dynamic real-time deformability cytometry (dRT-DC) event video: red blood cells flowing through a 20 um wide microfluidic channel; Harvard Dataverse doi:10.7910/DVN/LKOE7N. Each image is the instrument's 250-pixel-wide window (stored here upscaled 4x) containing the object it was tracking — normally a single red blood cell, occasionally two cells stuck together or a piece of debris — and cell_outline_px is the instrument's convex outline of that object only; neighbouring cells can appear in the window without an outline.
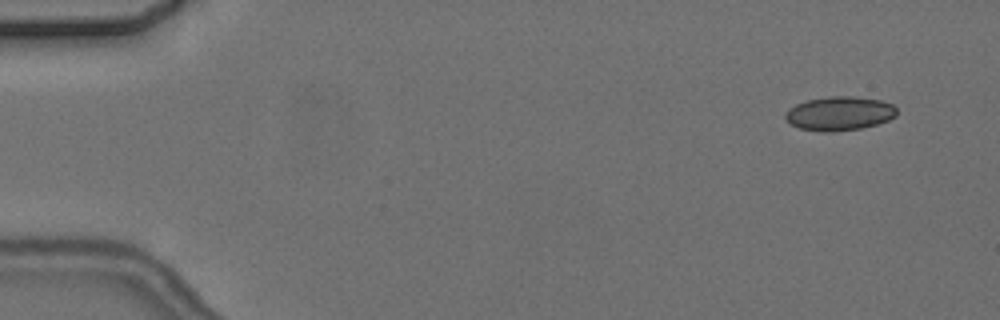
{"species": "common noctule bat (a hibernating species)", "species_latin": "Nyctalus noctula", "temperature_condition": "cold", "stored_images_in_passage": 4, "camera_frame_rate_fps": 3000, "um_per_image_px": 0.085, "animal": {"sex": "female", "body_mass_g": 24.6, "forearm_length_mm": 56.2}, "frame": {"image": 1, "passage_image": 1, "time_ms": 0.0, "image_size_px": [1000, 320], "cell_outline_px": [[896, 116], [888, 120], [876, 124], [860, 128], [832, 132], [824, 132], [800, 128], [792, 124], [784, 116], [784, 112], [788, 108], [796, 104], [808, 100], [832, 96], [856, 96], [880, 100], [892, 104], [896, 108]], "centroid_in_image_um": [71.35, 9.64], "position_along_channel_um": 13.7, "area_um2": 21.96}}